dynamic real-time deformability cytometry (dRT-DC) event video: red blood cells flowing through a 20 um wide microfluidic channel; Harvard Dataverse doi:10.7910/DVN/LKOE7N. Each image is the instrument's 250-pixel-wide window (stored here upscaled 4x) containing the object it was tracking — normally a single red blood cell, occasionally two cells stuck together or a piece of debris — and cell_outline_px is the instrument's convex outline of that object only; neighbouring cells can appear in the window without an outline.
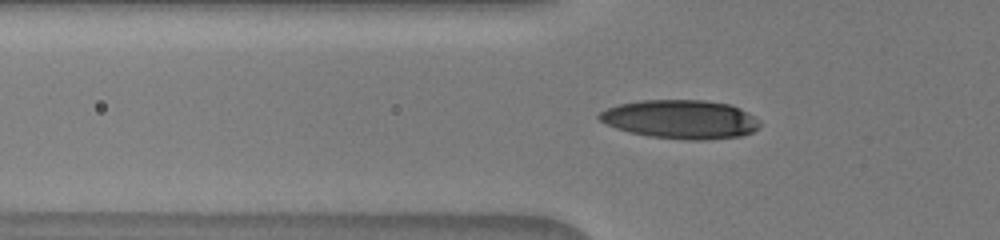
{"species": "human", "species_latin": "Homo sapiens", "temperature_condition": "warm", "stored_images_in_passage": 19, "camera_frame_rate_fps": 3000, "um_per_image_px": 0.085, "donor": {"sex": "male"}, "frame": {"image": 1, "passage_image": 4, "time_ms": 0.667, "image_size_px": [1000, 240], "cell_outline_px": [[760, 124], [752, 132], [740, 136], [704, 140], [688, 140], [648, 136], [616, 128], [600, 120], [596, 116], [600, 112], [608, 108], [620, 104], [640, 100], [704, 100], [728, 104], [740, 108], [748, 112], [760, 120]], "centroid_in_image_um": [57.87, 10.14], "position_along_channel_um": 67.9, "area_um2": 36.13}}
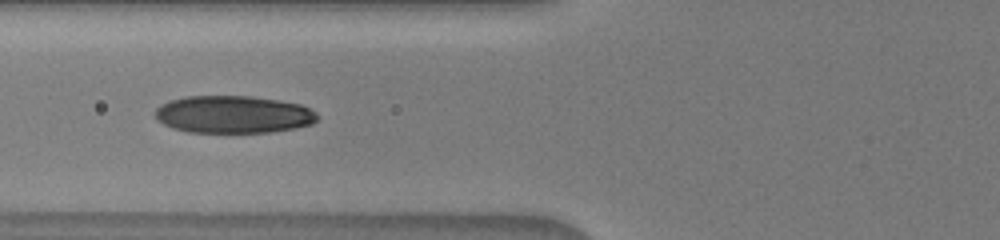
{"frame": {"image": 2, "passage_image": 10, "time_ms": 1.667, "image_size_px": [1000, 240], "cell_outline_px": [[320, 116], [312, 124], [296, 128], [272, 132], [188, 132], [172, 128], [156, 120], [152, 112], [160, 104], [168, 100], [184, 96], [252, 96], [280, 100], [300, 104], [316, 112]], "centroid_in_image_um": [19.79, 9.72], "position_along_channel_um": 106.0, "area_um2": 35.89}}
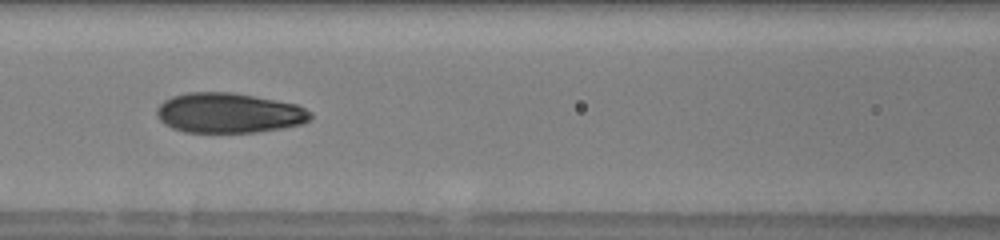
{"frame": {"image": 3, "passage_image": 15, "time_ms": 2.667, "image_size_px": [1000, 240], "cell_outline_px": [[312, 116], [304, 124], [284, 128], [256, 132], [184, 132], [172, 128], [164, 124], [156, 116], [156, 108], [164, 100], [172, 96], [188, 92], [232, 92], [276, 100], [296, 104], [312, 112]], "centroid_in_image_um": [19.44, 9.6], "position_along_channel_um": 147.2, "area_um2": 36.07}}